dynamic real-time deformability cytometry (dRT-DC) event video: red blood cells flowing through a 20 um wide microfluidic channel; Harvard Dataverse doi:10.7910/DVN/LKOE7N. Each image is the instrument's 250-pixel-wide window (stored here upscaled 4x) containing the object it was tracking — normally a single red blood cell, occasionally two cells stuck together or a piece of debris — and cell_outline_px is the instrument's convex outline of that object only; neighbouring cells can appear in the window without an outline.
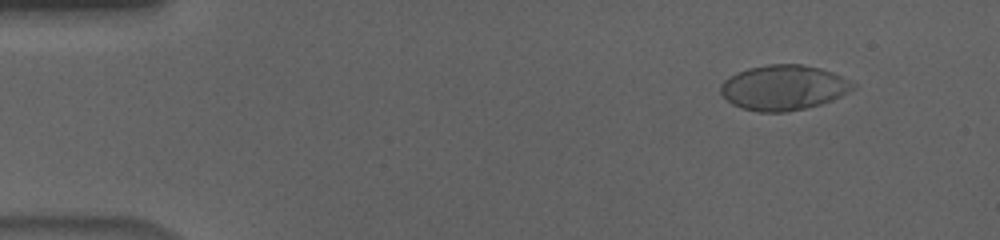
{"species": "human", "species_latin": "Homo sapiens", "temperature_condition": "cold", "stored_images_in_passage": 56, "camera_frame_rate_fps": 3000, "um_per_image_px": 0.085, "donor": {"sex": "male"}, "frame": {"image": 1, "passage_image": 6, "time_ms": 1.667, "image_size_px": [1000, 240], "cell_outline_px": [[856, 88], [832, 100], [820, 104], [804, 108], [784, 112], [760, 112], [740, 108], [732, 104], [720, 92], [720, 84], [728, 76], [736, 72], [748, 68], [768, 64], [800, 64], [820, 68], [832, 72], [856, 84]], "centroid_in_image_um": [66.57, 7.44], "position_along_channel_um": 18.4, "area_um2": 34.8}}
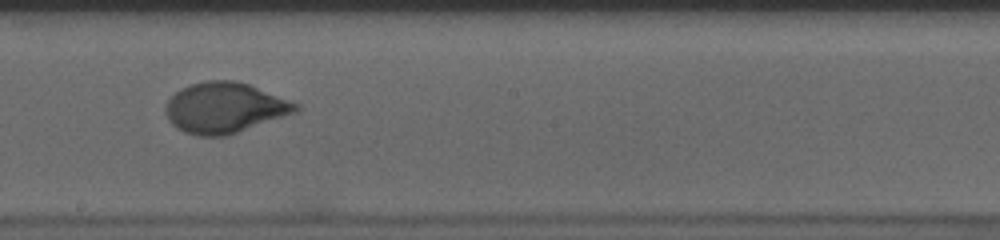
{"frame": {"image": 2, "passage_image": 32, "time_ms": 10.333, "image_size_px": [1000, 240], "cell_outline_px": [[300, 108], [296, 112], [228, 136], [196, 136], [184, 132], [176, 128], [168, 120], [164, 112], [168, 100], [180, 88], [192, 84], [208, 80], [232, 80], [248, 84], [300, 104]], "centroid_in_image_um": [19.08, 9.17], "position_along_channel_um": 229.1, "area_um2": 38.38}}
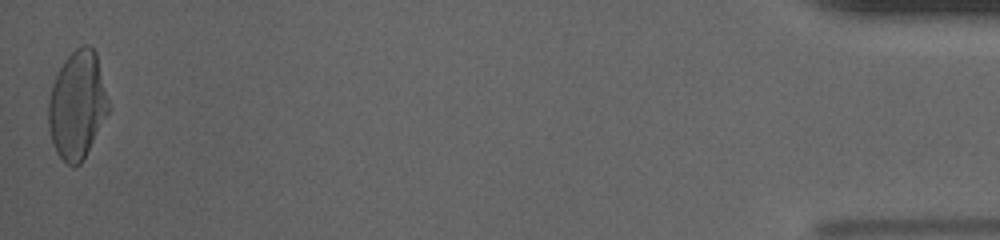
{"frame": {"image": 3, "passage_image": 56, "time_ms": 18.333, "image_size_px": [1000, 240], "cell_outline_px": [[108, 112], [80, 164], [76, 168], [72, 168], [56, 152], [52, 144], [48, 128], [48, 100], [52, 84], [64, 60], [80, 44], [88, 44], [96, 52], [108, 104]], "centroid_in_image_um": [6.52, 8.93], "position_along_channel_um": 428.7, "area_um2": 37.28}, "authors_computed_cell_mechanics": {"area_um2": 36.7319, "velocity_mm_per_s": 3.6332, "shape_relaxation_time_tau1_ms": 4.215, "shape_relaxation_time_tau2_ms": null, "deformation_change_tau1": 0.1914, "deformation_change_tau2": null}}